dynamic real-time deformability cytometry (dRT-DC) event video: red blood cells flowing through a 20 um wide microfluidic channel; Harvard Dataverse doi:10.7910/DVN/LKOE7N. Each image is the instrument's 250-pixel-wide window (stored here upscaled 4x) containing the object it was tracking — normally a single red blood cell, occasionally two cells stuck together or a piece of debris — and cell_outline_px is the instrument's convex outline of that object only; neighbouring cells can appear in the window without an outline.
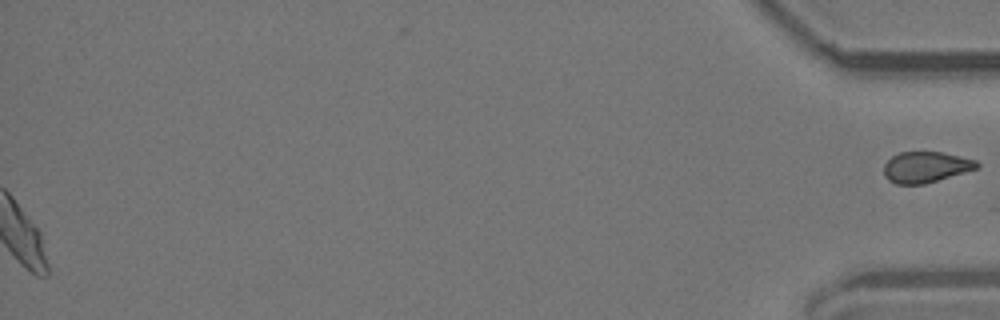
{"species": "common noctule bat (a hibernating species)", "species_latin": "Nyctalus noctula", "temperature_condition": "room temperature", "stored_images_in_passage": 55, "segment_of_instrument_passage": [2, 2], "camera_frame_rate_fps": 3000, "um_per_image_px": 0.085, "animal": {"sex": "male", "body_mass_g": 19.2, "forearm_length_mm": 51.8}, "frame": {"image": 1, "passage_image": 55, "time_ms": 18.0, "image_size_px": [1000, 320], "cell_outline_px": [[980, 168], [924, 184], [896, 184], [888, 180], [884, 176], [884, 164], [892, 156], [900, 152], [944, 152], [976, 160], [980, 164]], "centroid_in_image_um": [78.71, 14.2], "position_along_channel_um": 356.5, "area_um2": 16.88}}